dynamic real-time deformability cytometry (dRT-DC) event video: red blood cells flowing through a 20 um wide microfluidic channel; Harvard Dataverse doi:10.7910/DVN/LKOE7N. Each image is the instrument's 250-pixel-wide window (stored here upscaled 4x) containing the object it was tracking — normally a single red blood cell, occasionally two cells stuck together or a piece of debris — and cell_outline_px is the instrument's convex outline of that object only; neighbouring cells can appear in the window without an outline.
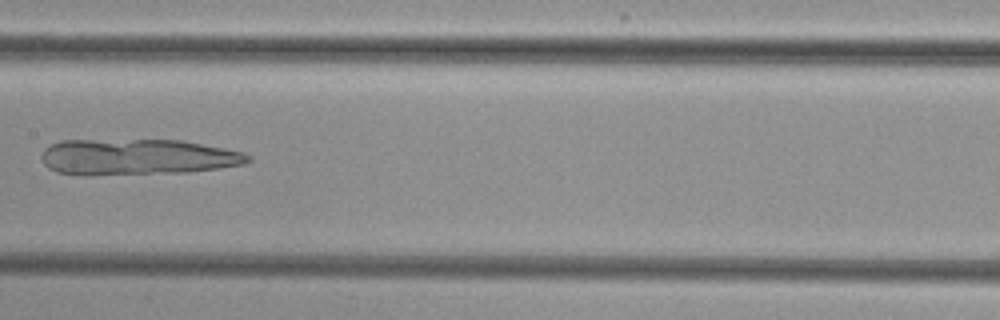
{"species": "common noctule bat (a hibernating species)", "species_latin": "Nyctalus noctula", "temperature_condition": "cold", "stored_images_in_passage": 4, "camera_frame_rate_fps": 3000, "um_per_image_px": 0.085, "animal": {"sex": "female", "body_mass_g": 29.2, "forearm_length_mm": 56.3}, "frame": {"image": 1, "passage_image": 4, "time_ms": 3.333, "image_size_px": [1000, 320], "cell_outline_px": [[252, 160], [244, 164], [220, 168], [188, 172], [56, 172], [48, 168], [44, 164], [40, 156], [44, 148], [48, 144], [60, 140], [184, 140], [244, 152], [252, 156]], "centroid_in_image_um": [11.74, 13.29], "position_along_channel_um": 195.7, "area_um2": 42.19}}